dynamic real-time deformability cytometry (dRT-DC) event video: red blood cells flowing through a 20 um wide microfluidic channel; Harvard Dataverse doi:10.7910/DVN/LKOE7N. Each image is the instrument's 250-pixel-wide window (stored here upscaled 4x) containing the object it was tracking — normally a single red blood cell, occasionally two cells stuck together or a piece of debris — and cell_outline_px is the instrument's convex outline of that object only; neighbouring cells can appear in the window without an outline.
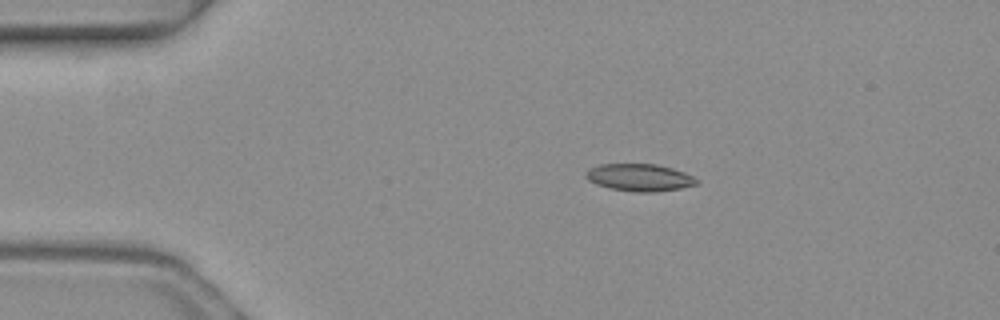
{"species": "common noctule bat (a hibernating species)", "species_latin": "Nyctalus noctula", "temperature_condition": "warm", "stored_images_in_passage": 3, "camera_frame_rate_fps": 3000, "um_per_image_px": 0.085, "animal": {"sex": "female", "body_mass_g": 19.3, "forearm_length_mm": 54.1}, "frame": {"image": 1, "passage_image": 2, "time_ms": 0.333, "image_size_px": [1000, 320], "cell_outline_px": [[700, 184], [680, 188], [652, 192], [636, 192], [608, 188], [596, 184], [588, 180], [584, 176], [584, 172], [588, 168], [600, 164], [656, 164], [672, 168], [684, 172], [700, 180]], "centroid_in_image_um": [54.34, 15.08], "position_along_channel_um": 30.7, "area_um2": 17.8}}